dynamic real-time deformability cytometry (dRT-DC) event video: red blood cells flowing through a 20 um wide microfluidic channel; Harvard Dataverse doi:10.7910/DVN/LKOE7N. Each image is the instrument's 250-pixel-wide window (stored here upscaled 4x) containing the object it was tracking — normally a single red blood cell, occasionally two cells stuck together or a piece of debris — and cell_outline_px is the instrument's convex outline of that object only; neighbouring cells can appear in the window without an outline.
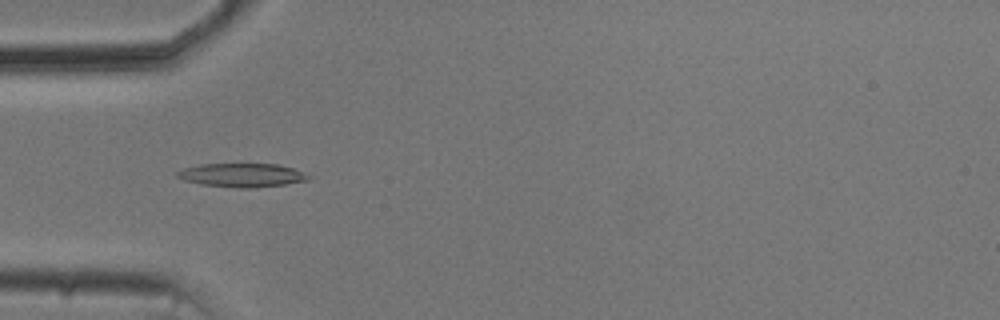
{"species": "common noctule bat (a hibernating species)", "species_latin": "Nyctalus noctula", "temperature_condition": "cold", "stored_images_in_passage": 45, "camera_frame_rate_fps": 3000, "um_per_image_px": 0.085, "animal": {"sex": "male", "body_mass_g": 20.5, "forearm_length_mm": 52.5}, "frame": {"image": 1, "passage_image": 8, "time_ms": 2.333, "image_size_px": [1000, 320], "cell_outline_px": [[312, 176], [308, 180], [284, 184], [248, 188], [236, 188], [200, 184], [184, 180], [176, 176], [176, 172], [184, 168], [200, 164], [276, 164], [292, 168], [304, 172]], "centroid_in_image_um": [20.56, 14.89], "position_along_channel_um": 64.4, "area_um2": 18.03}}
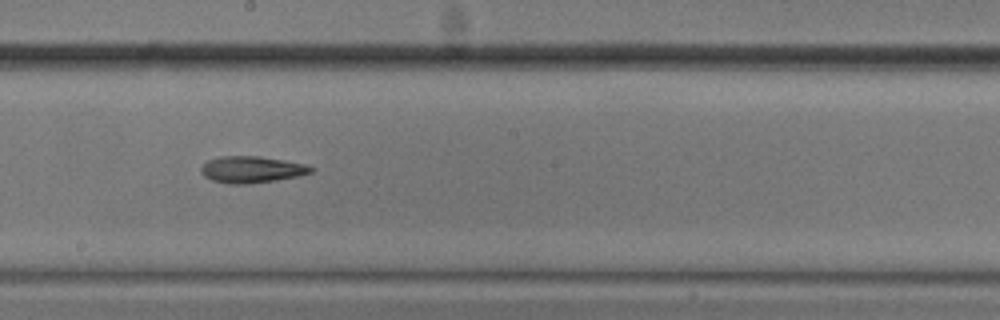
{"frame": {"image": 2, "passage_image": 21, "time_ms": 6.667, "image_size_px": [1000, 320], "cell_outline_px": [[316, 168], [312, 172], [296, 176], [276, 180], [248, 184], [228, 184], [212, 180], [204, 176], [200, 172], [200, 168], [208, 160], [220, 156], [260, 156], [284, 160], [304, 164]], "centroid_in_image_um": [21.37, 14.41], "position_along_channel_um": 226.8, "area_um2": 17.05}}
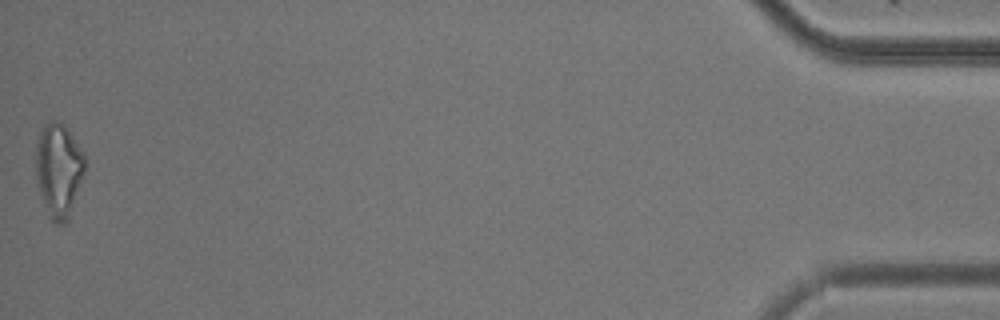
{"frame": {"image": 3, "passage_image": 45, "time_ms": 14.667, "image_size_px": [1000, 320], "cell_outline_px": [[84, 172], [68, 220], [64, 224], [56, 224], [48, 216], [36, 176], [36, 148], [40, 132], [48, 120], [52, 120], [64, 124], [84, 152]], "centroid_in_image_um": [4.99, 14.44], "position_along_channel_um": 430.2, "area_um2": 26.41}, "authors_computed_cell_mechanics": {"area_um2": 16.5886, "velocity_mm_per_s": 3.7473, "shape_relaxation_time_tau1_ms": 10.0857, "shape_relaxation_time_tau2_ms": null, "deformation_change_tau1": 0.1783, "deformation_change_tau2": null}}